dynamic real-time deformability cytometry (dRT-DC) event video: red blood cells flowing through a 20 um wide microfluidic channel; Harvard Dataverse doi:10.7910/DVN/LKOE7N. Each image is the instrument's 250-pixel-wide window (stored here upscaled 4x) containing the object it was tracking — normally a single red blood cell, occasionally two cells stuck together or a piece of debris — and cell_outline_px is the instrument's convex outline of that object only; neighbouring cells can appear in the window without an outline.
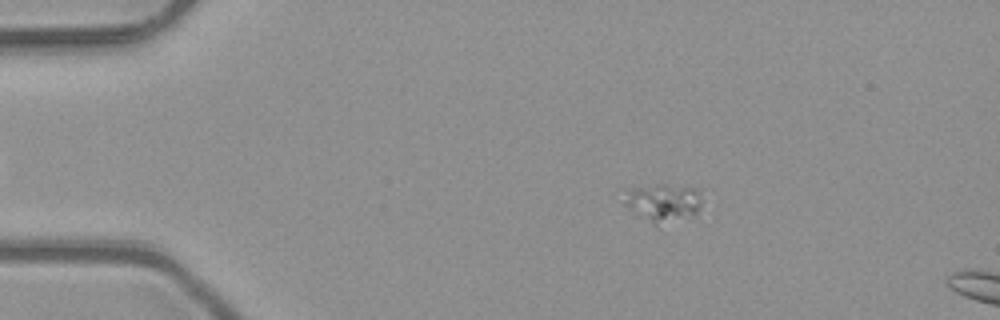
{"species": "common noctule bat (a hibernating species)", "species_latin": "Nyctalus noctula", "temperature_condition": "room temperature", "stored_images_in_passage": 53, "camera_frame_rate_fps": 3000, "um_per_image_px": 0.085, "animal": {"sex": "male", "body_mass_g": 23.1, "forearm_length_mm": 52.7}, "frame": {"image": 1, "passage_image": 10, "time_ms": 3.0, "image_size_px": [1000, 320], "cell_outline_px": [[704, 188], [696, 212], [684, 216], [656, 224], [624, 204], [624, 188], [660, 184], [664, 184]], "centroid_in_image_um": [56.36, 17.1], "position_along_channel_um": 28.6, "area_um2": 16.65}}
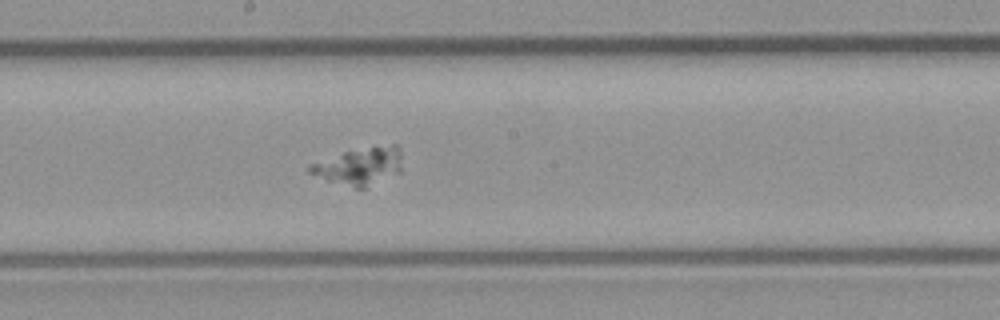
{"frame": {"image": 2, "passage_image": 29, "time_ms": 9.333, "image_size_px": [1000, 320], "cell_outline_px": [[400, 172], [364, 188], [356, 188], [328, 180], [308, 172], [308, 164], [344, 152], [392, 144], [396, 144], [400, 148]], "centroid_in_image_um": [30.56, 14.12], "position_along_channel_um": 217.6, "area_um2": 19.54}}
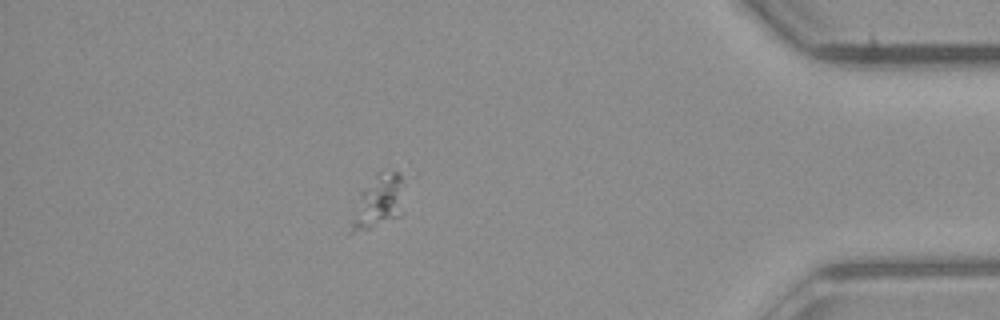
{"frame": {"image": 3, "passage_image": 46, "time_ms": 15.0, "image_size_px": [1000, 320], "cell_outline_px": [[404, 184], [400, 216], [368, 228], [352, 232], [348, 232], [348, 220], [364, 188], [384, 168], [396, 172], [404, 176]], "centroid_in_image_um": [32.16, 17.12], "position_along_channel_um": 403.0, "area_um2": 16.3}}